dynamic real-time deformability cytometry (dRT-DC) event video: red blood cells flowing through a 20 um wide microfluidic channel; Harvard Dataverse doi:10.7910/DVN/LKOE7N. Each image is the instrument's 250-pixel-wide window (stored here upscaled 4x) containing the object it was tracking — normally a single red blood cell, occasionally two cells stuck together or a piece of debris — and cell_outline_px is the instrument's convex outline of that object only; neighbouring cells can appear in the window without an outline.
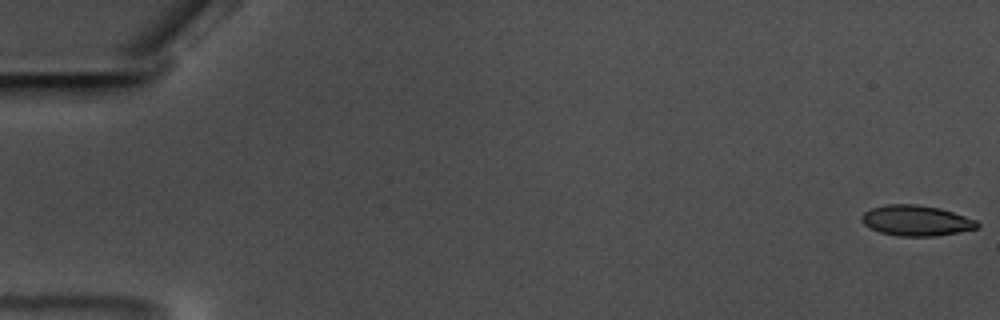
{"species": "common noctule bat (a hibernating species)", "species_latin": "Nyctalus noctula", "temperature_condition": "warm", "stored_images_in_passage": 59, "camera_frame_rate_fps": 3000, "um_per_image_px": 0.085, "animal": {"sex": "male", "body_mass_g": 17.5, "forearm_length_mm": 52.3}, "frame": {"image": 1, "passage_image": 1, "time_ms": 0.0, "image_size_px": [1000, 320], "cell_outline_px": [[980, 228], [936, 236], [896, 236], [880, 232], [864, 224], [860, 220], [860, 216], [864, 212], [872, 208], [884, 204], [916, 204], [940, 208], [976, 220], [980, 224]], "centroid_in_image_um": [77.87, 18.75], "position_along_channel_um": 7.1, "area_um2": 20.63}}
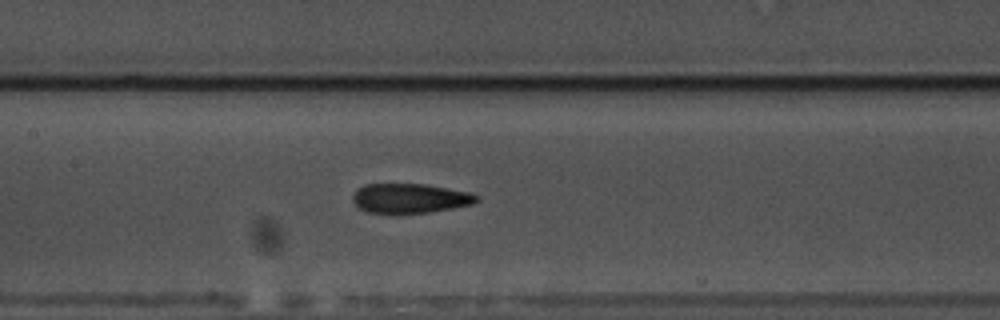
{"frame": {"image": 2, "passage_image": 29, "time_ms": 9.333, "image_size_px": [1000, 320], "cell_outline_px": [[480, 200], [472, 204], [452, 208], [428, 212], [396, 216], [388, 216], [364, 212], [352, 200], [352, 196], [356, 188], [364, 184], [424, 184], [448, 188], [468, 192], [480, 196]], "centroid_in_image_um": [34.78, 16.9], "position_along_channel_um": 172.6, "area_um2": 22.2}}
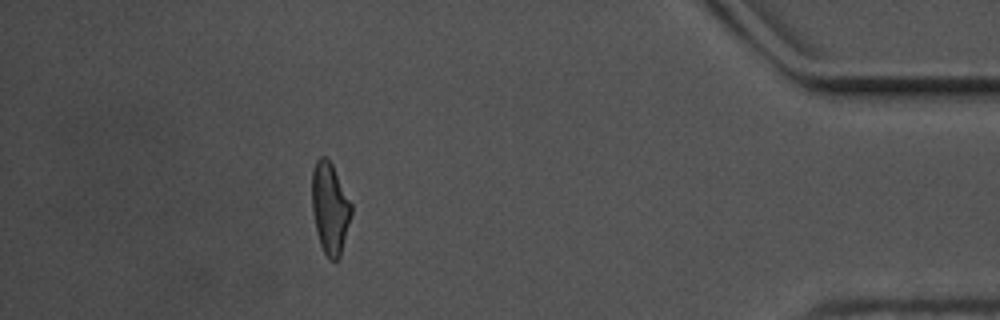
{"frame": {"image": 3, "passage_image": 53, "time_ms": 17.333, "image_size_px": [1000, 320], "cell_outline_px": [[352, 212], [340, 256], [336, 260], [332, 260], [324, 252], [320, 244], [316, 232], [312, 212], [312, 172], [316, 160], [320, 156], [324, 156], [332, 164], [352, 204]], "centroid_in_image_um": [28.03, 17.68], "position_along_channel_um": 407.2, "area_um2": 20.81}, "authors_computed_cell_mechanics": {"area_um2": 21.675, "velocity_mm_per_s": 3.5283, "shape_relaxation_time_tau1_ms": 8.147, "shape_relaxation_time_tau2_ms": 2.0537, "deformation_change_tau1": 0.2064, "deformation_change_tau2": 0.0997}}